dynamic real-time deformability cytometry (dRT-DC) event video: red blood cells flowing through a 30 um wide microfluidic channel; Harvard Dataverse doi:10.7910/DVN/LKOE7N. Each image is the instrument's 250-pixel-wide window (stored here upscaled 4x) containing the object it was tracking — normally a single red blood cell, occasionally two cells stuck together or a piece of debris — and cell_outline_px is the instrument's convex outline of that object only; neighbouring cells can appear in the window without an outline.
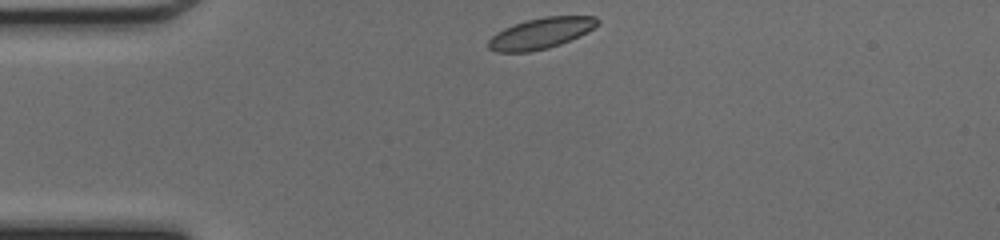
{"species": "common noctule bat (a hibernating species)", "species_latin": "Nyctalus noctula", "temperature_condition": "cold", "stored_images_in_passage": 38, "camera_frame_rate_fps": 3000, "um_per_image_px": 0.085, "animal": {"sex": "female", "body_mass_g": 17.0, "forearm_length_mm": 48.0}, "frame": {"image": 1, "passage_image": 1, "time_ms": 0.0, "image_size_px": [1000, 240], "cell_outline_px": [[600, 24], [588, 32], [560, 44], [548, 48], [528, 52], [496, 52], [488, 48], [488, 40], [496, 32], [504, 28], [528, 20], [544, 16], [596, 16], [600, 20]], "centroid_in_image_um": [45.99, 2.83], "position_along_channel_um": 39.0, "area_um2": 19.65}}
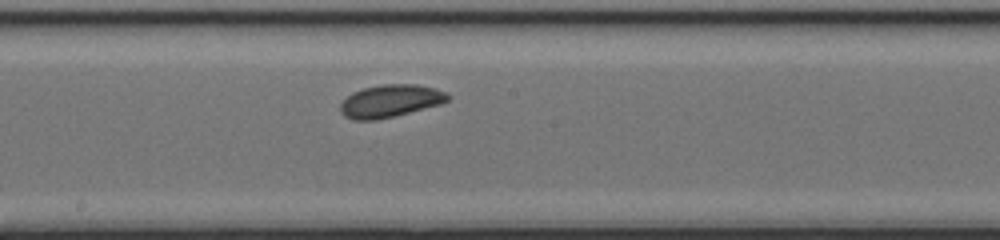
{"frame": {"image": 2, "passage_image": 16, "time_ms": 5.0, "image_size_px": [1000, 240], "cell_outline_px": [[452, 96], [448, 100], [440, 104], [376, 120], [352, 120], [344, 116], [340, 112], [340, 104], [352, 92], [364, 88], [380, 84], [416, 84], [436, 88]], "centroid_in_image_um": [33.16, 8.57], "position_along_channel_um": 215.0, "area_um2": 20.29}}
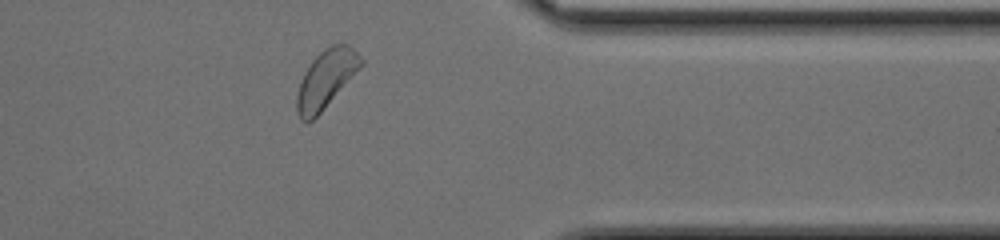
{"frame": {"image": 3, "passage_image": 29, "time_ms": 9.333, "image_size_px": [1000, 240], "cell_outline_px": [[364, 64], [320, 112], [308, 124], [304, 124], [300, 120], [296, 112], [296, 96], [304, 72], [312, 60], [324, 48], [332, 44], [348, 44], [364, 60]], "centroid_in_image_um": [27.68, 6.73], "position_along_channel_um": 383.7, "area_um2": 21.56}, "authors_computed_cell_mechanics": {"area_um2": 20.3745, "velocity_mm_per_s": 4.1943, "shape_relaxation_time_tau1_ms": 2.1464, "shape_relaxation_time_tau2_ms": 9.1285, "deformation_change_tau1": 0.0845, "deformation_change_tau2": 0.1626}}